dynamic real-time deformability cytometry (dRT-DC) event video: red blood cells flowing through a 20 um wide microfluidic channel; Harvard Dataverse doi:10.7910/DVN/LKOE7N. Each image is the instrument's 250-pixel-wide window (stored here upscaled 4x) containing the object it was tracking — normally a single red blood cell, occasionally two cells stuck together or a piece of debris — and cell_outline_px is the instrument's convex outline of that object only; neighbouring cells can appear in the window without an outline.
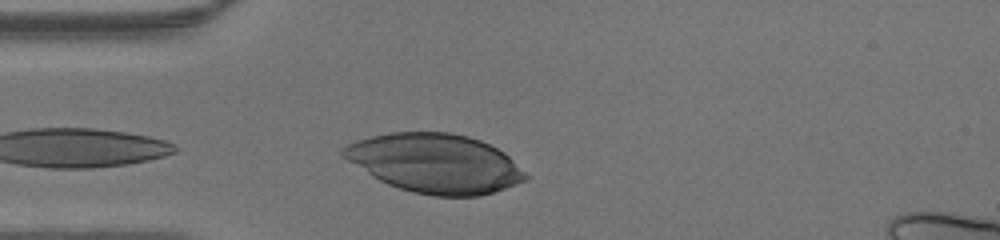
{"species": "human", "species_latin": "Homo sapiens", "temperature_condition": "warm", "stored_images_in_passage": 26, "camera_frame_rate_fps": 3000, "um_per_image_px": 0.085, "donor": {"sex": "male"}, "frame": {"image": 1, "passage_image": 1, "time_ms": 0.0, "image_size_px": [1000, 240], "cell_outline_px": [[532, 176], [528, 180], [480, 196], [432, 196], [412, 192], [388, 184], [380, 180], [340, 156], [340, 152], [348, 144], [356, 140], [372, 136], [392, 132], [448, 132], [468, 136], [480, 140], [504, 152]], "centroid_in_image_um": [37.02, 13.88], "position_along_channel_um": 48.0, "area_um2": 62.71}}